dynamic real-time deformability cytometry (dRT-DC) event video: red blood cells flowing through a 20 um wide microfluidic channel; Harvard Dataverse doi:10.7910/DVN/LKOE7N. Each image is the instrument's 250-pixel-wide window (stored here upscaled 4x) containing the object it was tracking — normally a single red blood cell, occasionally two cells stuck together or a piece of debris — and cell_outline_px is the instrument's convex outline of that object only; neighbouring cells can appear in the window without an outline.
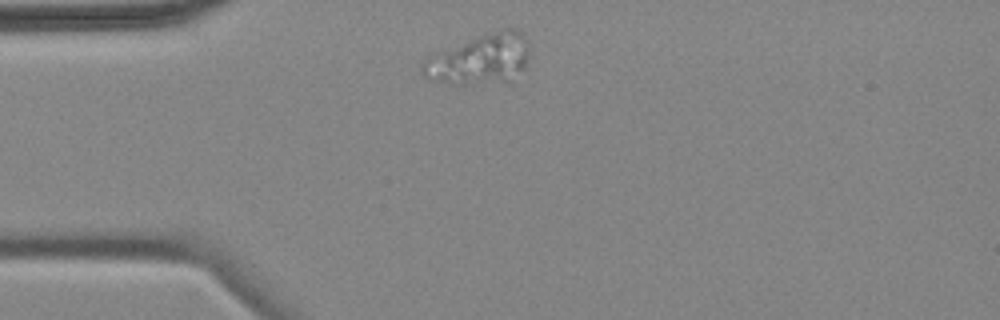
{"species": "common noctule bat (a hibernating species)", "species_latin": "Nyctalus noctula", "temperature_condition": "cold", "stored_images_in_passage": 4, "camera_frame_rate_fps": 3000, "um_per_image_px": 0.085, "animal": {"sex": "female", "body_mass_g": 18.4}, "frame": {"image": 1, "passage_image": 1, "time_ms": 0.0, "image_size_px": [1000, 320], "cell_outline_px": [[528, 60], [524, 68], [504, 80], [464, 84], [460, 84], [440, 80], [424, 76], [420, 72], [420, 64], [432, 52], [480, 36], [512, 28], [516, 28], [528, 40]], "centroid_in_image_um": [40.74, 5.0], "position_along_channel_um": 44.3, "area_um2": 30.23}}
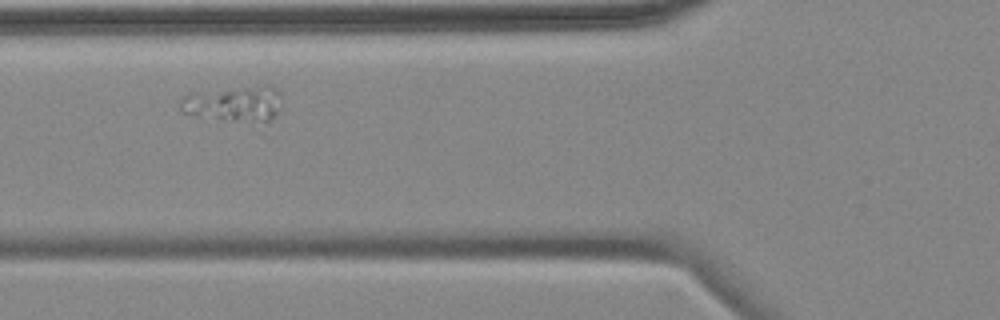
{"frame": {"image": 2, "passage_image": 3, "time_ms": 2.333, "image_size_px": [1000, 320], "cell_outline_px": [[280, 96], [276, 112], [272, 120], [232, 120], [184, 112], [180, 108], [180, 100], [184, 96], [264, 84], [272, 84], [280, 92]], "centroid_in_image_um": [20.0, 8.78], "position_along_channel_um": 105.8, "area_um2": 19.65}}
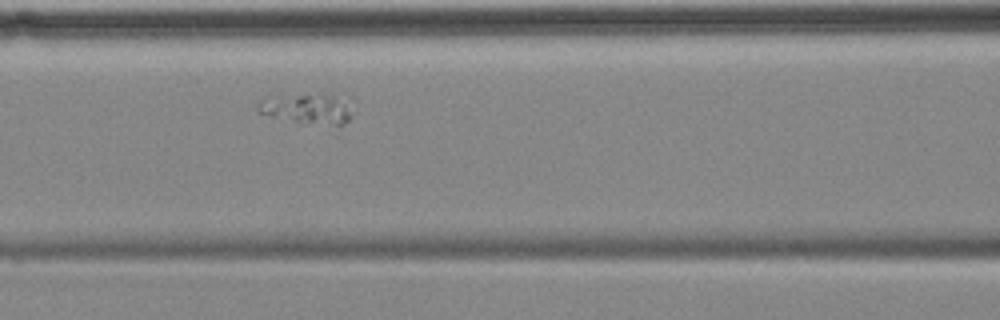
{"frame": {"image": 3, "passage_image": 4, "time_ms": 3.333, "image_size_px": [1000, 320], "cell_outline_px": [[352, 96], [348, 120], [344, 124], [304, 124], [260, 112], [256, 108], [256, 104], [260, 100], [344, 88]], "centroid_in_image_um": [26.4, 9.12], "position_along_channel_um": 140.2, "area_um2": 17.86}}